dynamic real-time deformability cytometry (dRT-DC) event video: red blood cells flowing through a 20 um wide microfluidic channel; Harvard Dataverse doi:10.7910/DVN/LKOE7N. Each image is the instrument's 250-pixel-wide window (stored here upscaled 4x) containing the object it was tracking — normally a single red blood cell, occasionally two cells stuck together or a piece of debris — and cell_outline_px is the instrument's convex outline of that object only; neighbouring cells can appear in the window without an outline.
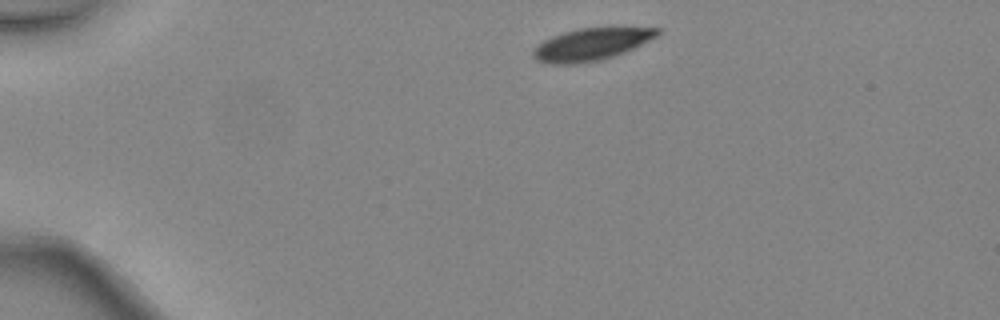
{"species": "common noctule bat (a hibernating species)", "species_latin": "Nyctalus noctula", "temperature_condition": "warm", "stored_images_in_passage": 3, "camera_frame_rate_fps": 3000, "um_per_image_px": 0.085, "animal": {"sex": "female", "body_mass_g": 24.6, "forearm_length_mm": 56.2}, "frame": {"image": 1, "passage_image": 1, "time_ms": 0.0, "image_size_px": [1000, 320], "cell_outline_px": [[660, 32], [656, 36], [624, 52], [600, 60], [572, 64], [552, 64], [536, 60], [532, 56], [532, 52], [544, 40], [552, 36], [564, 32], [580, 28], [660, 28]], "centroid_in_image_um": [50.21, 3.77], "position_along_channel_um": 34.8, "area_um2": 22.72}}
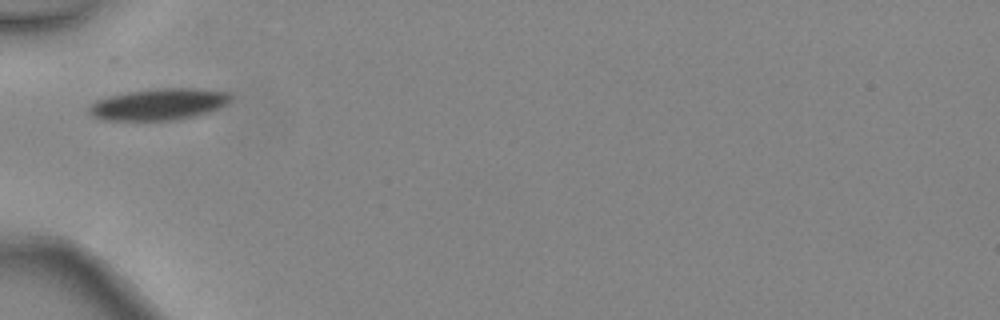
{"frame": {"image": 2, "passage_image": 3, "time_ms": 0.667, "image_size_px": [1000, 320], "cell_outline_px": [[232, 96], [224, 104], [208, 112], [196, 116], [176, 120], [104, 120], [92, 116], [88, 112], [88, 108], [96, 100], [108, 96], [128, 92], [160, 88], [196, 88], [228, 92]], "centroid_in_image_um": [13.46, 8.87], "position_along_channel_um": 71.5, "area_um2": 25.84}}